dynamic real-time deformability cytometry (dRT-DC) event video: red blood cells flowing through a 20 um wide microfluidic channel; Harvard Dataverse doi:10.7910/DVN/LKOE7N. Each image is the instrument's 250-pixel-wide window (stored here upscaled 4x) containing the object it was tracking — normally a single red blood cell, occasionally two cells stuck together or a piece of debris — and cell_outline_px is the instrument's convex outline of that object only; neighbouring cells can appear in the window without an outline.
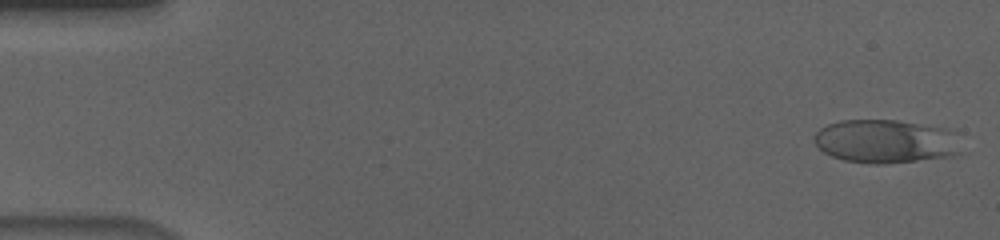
{"species": "human", "species_latin": "Homo sapiens", "temperature_condition": "cold", "stored_images_in_passage": 56, "camera_frame_rate_fps": 3000, "um_per_image_px": 0.085, "donor": {"sex": "male"}, "frame": {"image": 1, "passage_image": 2, "time_ms": 0.333, "image_size_px": [1000, 240], "cell_outline_px": [[960, 152], [952, 156], [884, 164], [876, 164], [844, 160], [832, 156], [824, 152], [812, 140], [816, 132], [820, 128], [828, 124], [840, 120], [896, 120], [944, 128], [956, 132]], "centroid_in_image_um": [75.26, 12.01], "position_along_channel_um": 9.7, "area_um2": 37.22}}
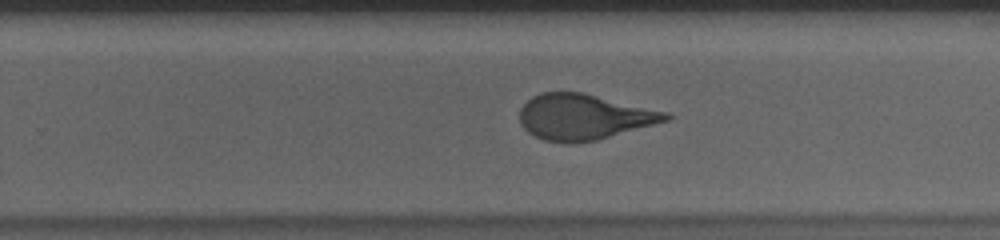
{"frame": {"image": 2, "passage_image": 36, "time_ms": 11.667, "image_size_px": [1000, 240], "cell_outline_px": [[672, 116], [668, 120], [596, 140], [572, 144], [568, 144], [544, 140], [528, 132], [520, 124], [520, 108], [532, 96], [540, 92], [584, 92], [668, 112]], "centroid_in_image_um": [49.6, 9.93], "position_along_channel_um": 280.2, "area_um2": 38.84}}
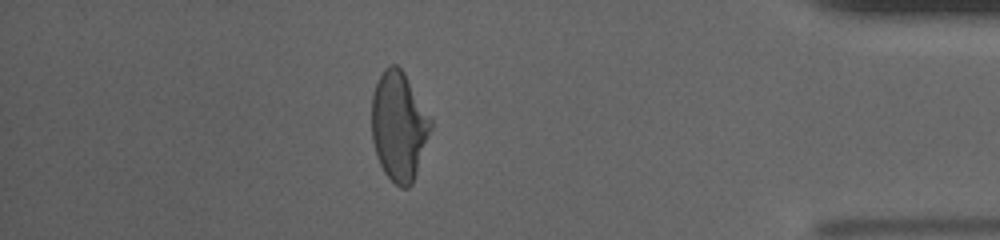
{"frame": {"image": 3, "passage_image": 49, "time_ms": 16.0, "image_size_px": [1000, 240], "cell_outline_px": [[432, 128], [412, 184], [408, 188], [400, 188], [384, 172], [376, 156], [372, 140], [372, 92], [384, 68], [388, 64], [396, 64], [404, 72], [432, 116]], "centroid_in_image_um": [33.92, 10.69], "position_along_channel_um": 401.3, "area_um2": 37.86}, "authors_computed_cell_mechanics": {"area_um2": 38.6104, "velocity_mm_per_s": 3.6615, "shape_relaxation_time_tau1_ms": 8.8114, "shape_relaxation_time_tau2_ms": 0.7442, "deformation_change_tau1": 0.221, "deformation_change_tau2": 0.0669}}